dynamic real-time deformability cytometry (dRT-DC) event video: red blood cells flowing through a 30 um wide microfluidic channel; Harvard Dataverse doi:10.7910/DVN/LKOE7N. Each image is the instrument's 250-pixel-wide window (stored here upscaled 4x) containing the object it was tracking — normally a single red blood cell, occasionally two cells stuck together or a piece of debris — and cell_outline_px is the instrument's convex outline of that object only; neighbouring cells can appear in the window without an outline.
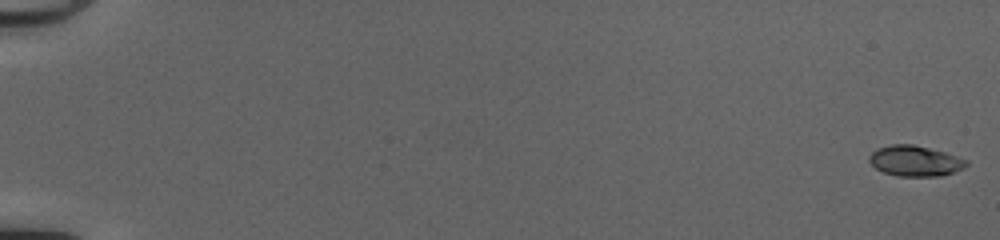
{"species": "common noctule bat (a hibernating species)", "species_latin": "Nyctalus noctula", "temperature_condition": "cold", "stored_images_in_passage": 18, "camera_frame_rate_fps": 3000, "um_per_image_px": 0.085, "animal": {"sex": "female", "body_mass_g": 20.0, "forearm_length_mm": 54.0}, "frame": {"image": 1, "passage_image": 1, "time_ms": 0.0, "image_size_px": [1000, 240], "cell_outline_px": [[968, 164], [964, 168], [940, 176], [896, 176], [884, 172], [876, 168], [868, 160], [868, 156], [876, 148], [892, 144], [912, 144], [944, 152], [968, 160]], "centroid_in_image_um": [77.76, 13.68], "position_along_channel_um": 7.2, "area_um2": 17.22}}
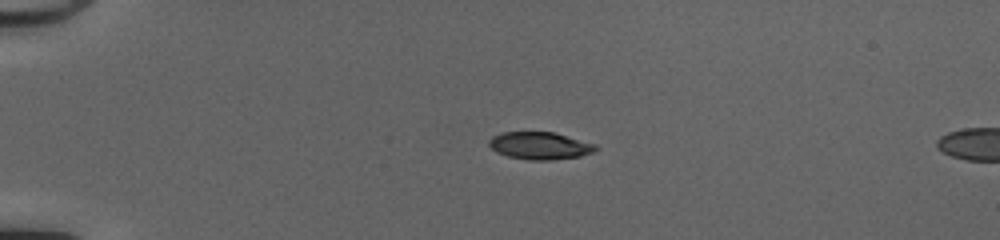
{"frame": {"image": 2, "passage_image": 14, "time_ms": 4.333, "image_size_px": [1000, 240], "cell_outline_px": [[600, 148], [592, 152], [580, 156], [552, 160], [528, 160], [508, 156], [496, 152], [488, 144], [488, 140], [492, 136], [504, 132], [556, 132], [596, 144]], "centroid_in_image_um": [45.91, 12.38], "position_along_channel_um": 39.1, "area_um2": 17.17}}